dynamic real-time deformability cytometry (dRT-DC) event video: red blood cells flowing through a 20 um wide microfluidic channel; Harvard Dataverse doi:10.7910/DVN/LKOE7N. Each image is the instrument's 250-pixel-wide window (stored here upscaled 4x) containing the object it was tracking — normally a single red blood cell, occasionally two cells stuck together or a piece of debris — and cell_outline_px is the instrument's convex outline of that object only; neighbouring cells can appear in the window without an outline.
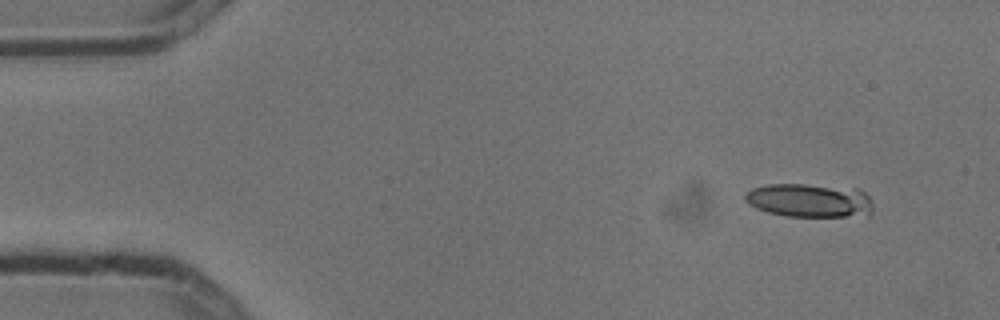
{"species": "common noctule bat (a hibernating species)", "species_latin": "Nyctalus noctula", "temperature_condition": "cold", "stored_images_in_passage": 7, "camera_frame_rate_fps": 3000, "um_per_image_px": 0.085, "animal": {"sex": "male", "body_mass_g": 13.3}, "frame": {"image": 1, "passage_image": 1, "time_ms": 0.0, "image_size_px": [1000, 320], "cell_outline_px": [[872, 212], [868, 216], [784, 216], [768, 212], [756, 208], [748, 204], [744, 200], [744, 196], [752, 188], [768, 184], [804, 184], [860, 188], [872, 200]], "centroid_in_image_um": [68.84, 17.03], "position_along_channel_um": 16.2, "area_um2": 25.43}}
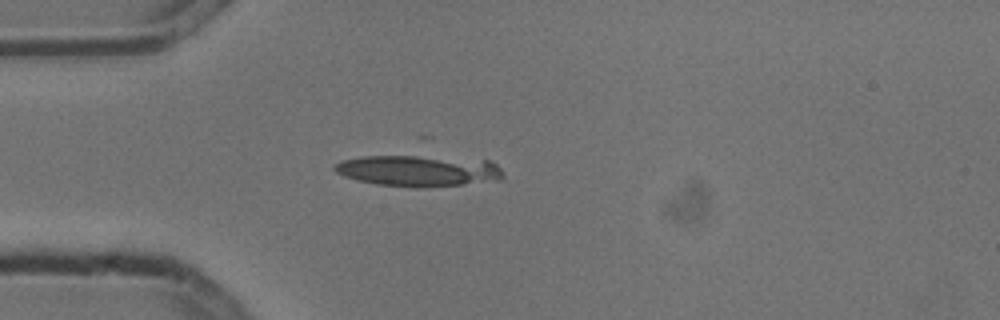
{"frame": {"image": 2, "passage_image": 4, "time_ms": 1.0, "image_size_px": [1000, 320], "cell_outline_px": [[504, 176], [500, 180], [464, 184], [416, 188], [376, 184], [356, 180], [344, 176], [336, 172], [332, 168], [340, 160], [364, 156], [416, 156], [488, 160], [496, 164], [500, 168]], "centroid_in_image_um": [35.55, 14.52], "position_along_channel_um": 49.4, "area_um2": 30.63}}